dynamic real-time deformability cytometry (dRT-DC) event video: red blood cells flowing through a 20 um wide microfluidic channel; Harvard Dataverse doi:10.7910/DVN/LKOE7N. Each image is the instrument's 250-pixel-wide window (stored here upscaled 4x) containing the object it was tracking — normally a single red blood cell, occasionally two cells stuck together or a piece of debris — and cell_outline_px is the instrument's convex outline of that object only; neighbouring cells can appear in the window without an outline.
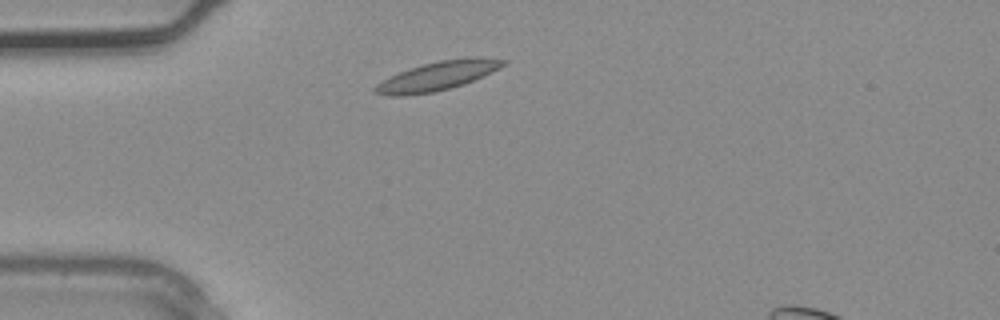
{"species": "common noctule bat (a hibernating species)", "species_latin": "Nyctalus noctula", "temperature_condition": "warm", "stored_images_in_passage": 2, "segment_of_instrument_passage": [1, 2], "camera_frame_rate_fps": 3000, "um_per_image_px": 0.085, "animal": {"sex": "male", "body_mass_g": 20.4}, "frame": {"image": 1, "passage_image": 1, "time_ms": 0.0, "image_size_px": [1000, 320], "cell_outline_px": [[508, 60], [500, 68], [464, 84], [432, 92], [404, 96], [388, 96], [372, 92], [372, 88], [376, 84], [400, 72], [424, 64], [440, 60], [464, 56], [480, 56]], "centroid_in_image_um": [37.21, 6.44], "position_along_channel_um": 47.8, "area_um2": 21.56}}